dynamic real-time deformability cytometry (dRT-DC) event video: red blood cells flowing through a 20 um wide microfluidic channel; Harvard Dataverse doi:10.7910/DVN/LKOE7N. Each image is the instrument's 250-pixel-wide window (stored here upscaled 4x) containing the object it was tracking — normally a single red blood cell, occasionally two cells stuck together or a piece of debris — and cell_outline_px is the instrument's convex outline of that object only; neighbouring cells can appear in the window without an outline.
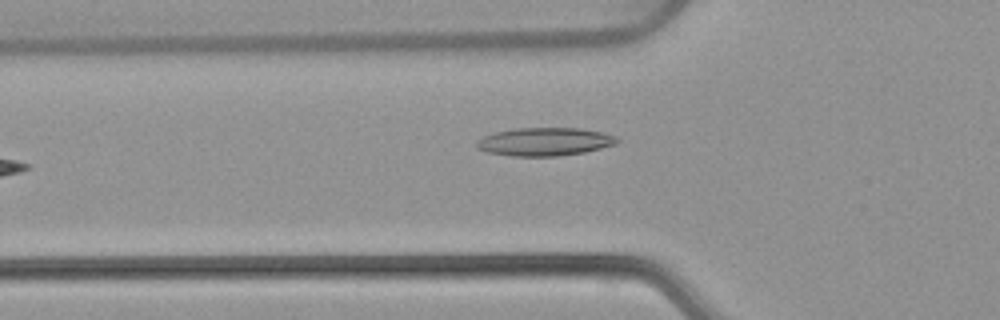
{"species": "common noctule bat (a hibernating species)", "species_latin": "Nyctalus noctula", "temperature_condition": "warm", "stored_images_in_passage": 31, "camera_frame_rate_fps": 3000, "um_per_image_px": 0.085, "animal": {"sex": "female", "body_mass_g": 22.7, "forearm_length_mm": 54.2}, "frame": {"image": 1, "passage_image": 2, "time_ms": 0.333, "image_size_px": [1000, 320], "cell_outline_px": [[620, 140], [616, 144], [584, 152], [556, 156], [512, 156], [484, 152], [476, 148], [476, 140], [484, 136], [496, 132], [516, 128], [580, 128], [604, 132], [616, 136]], "centroid_in_image_um": [46.28, 12.04], "position_along_channel_um": 79.5, "area_um2": 23.18}}
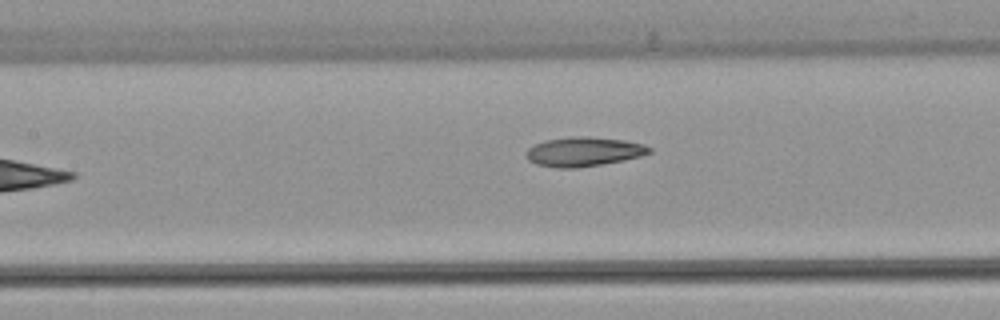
{"frame": {"image": 2, "passage_image": 8, "time_ms": 2.333, "image_size_px": [1000, 320], "cell_outline_px": [[652, 152], [640, 156], [624, 160], [576, 168], [556, 168], [536, 164], [528, 160], [528, 148], [544, 140], [568, 136], [588, 136], [624, 140], [644, 144], [652, 148]], "centroid_in_image_um": [49.63, 12.88], "position_along_channel_um": 157.8, "area_um2": 21.04}}
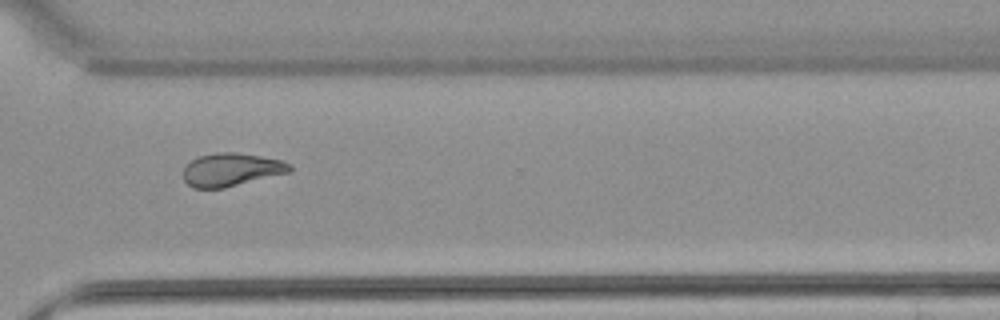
{"frame": {"image": 3, "passage_image": 23, "time_ms": 7.333, "image_size_px": [1000, 320], "cell_outline_px": [[292, 172], [224, 188], [192, 188], [184, 180], [184, 168], [192, 160], [200, 156], [216, 152], [236, 152], [260, 156], [280, 160], [292, 164]], "centroid_in_image_um": [19.69, 14.42], "position_along_channel_um": 350.9, "area_um2": 20.58}, "authors_computed_cell_mechanics": {"area_um2": 20.519, "velocity_mm_per_s": 3.87, "shape_relaxation_time_tau1_ms": null, "shape_relaxation_time_tau2_ms": 3.1161, "deformation_change_tau1": null, "deformation_change_tau2": 0.1016}}